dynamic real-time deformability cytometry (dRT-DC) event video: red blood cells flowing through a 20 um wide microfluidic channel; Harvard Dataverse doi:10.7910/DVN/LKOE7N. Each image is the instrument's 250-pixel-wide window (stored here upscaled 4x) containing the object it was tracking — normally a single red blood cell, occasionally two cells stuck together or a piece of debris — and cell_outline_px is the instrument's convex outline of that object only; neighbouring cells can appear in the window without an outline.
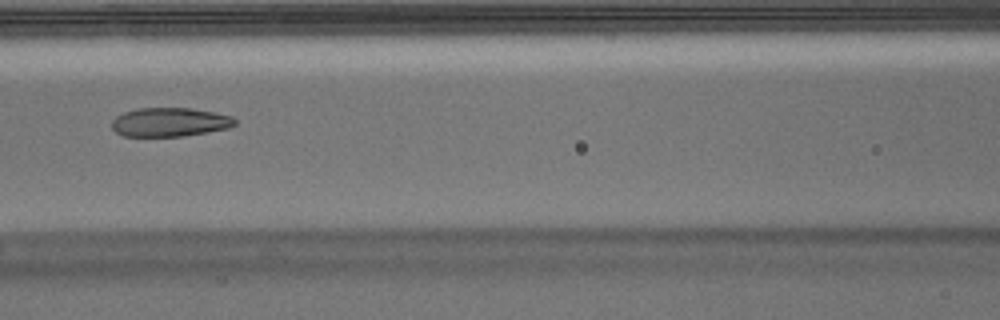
{"species": "Egyptian fruit bat (a non-hibernating species)", "species_latin": "Rousettus aegyptiacus", "temperature_condition": "warm", "stored_images_in_passage": 55, "camera_frame_rate_fps": 3000, "um_per_image_px": 0.085, "animal": {"sex": "male"}, "frame": {"image": 1, "passage_image": 24, "time_ms": 7.667, "image_size_px": [1000, 320], "cell_outline_px": [[232, 124], [224, 128], [176, 136], [128, 136], [120, 132], [112, 124], [120, 116], [128, 112], [148, 108], [184, 108], [208, 112], [224, 116], [232, 120]], "centroid_in_image_um": [14.36, 10.38], "position_along_channel_um": 152.2, "area_um2": 18.79}}
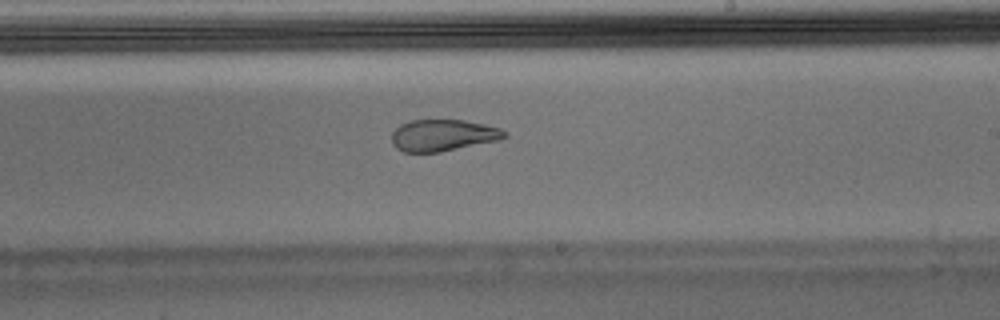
{"frame": {"image": 2, "passage_image": 32, "time_ms": 10.333, "image_size_px": [1000, 320], "cell_outline_px": [[504, 136], [488, 140], [436, 152], [408, 152], [400, 148], [396, 144], [392, 136], [404, 124], [416, 120], [456, 120], [496, 128], [504, 132]], "centroid_in_image_um": [37.55, 11.49], "position_along_channel_um": 251.4, "area_um2": 18.61}}
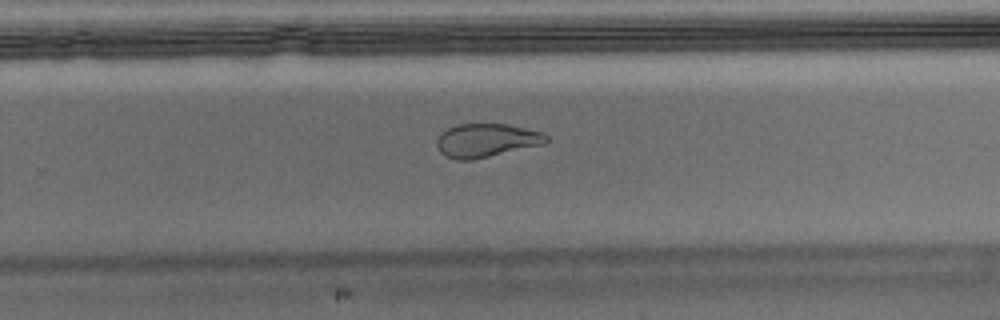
{"frame": {"image": 3, "passage_image": 35, "time_ms": 11.333, "image_size_px": [1000, 320], "cell_outline_px": [[540, 140], [532, 144], [484, 156], [448, 156], [440, 148], [440, 136], [444, 132], [452, 128], [464, 124], [500, 124], [536, 132], [540, 136]], "centroid_in_image_um": [41.2, 11.86], "position_along_channel_um": 288.6, "area_um2": 17.86}}